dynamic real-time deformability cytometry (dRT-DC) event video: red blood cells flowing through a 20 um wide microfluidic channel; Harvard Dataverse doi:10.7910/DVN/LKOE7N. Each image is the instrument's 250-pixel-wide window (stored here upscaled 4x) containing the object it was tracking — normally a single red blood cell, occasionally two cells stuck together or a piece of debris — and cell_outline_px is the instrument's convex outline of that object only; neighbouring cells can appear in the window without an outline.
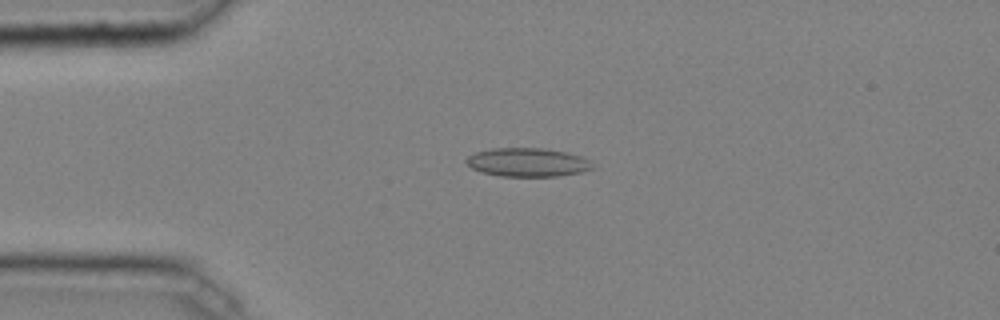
{"species": "common noctule bat (a hibernating species)", "species_latin": "Nyctalus noctula", "temperature_condition": "cold", "stored_images_in_passage": 46, "camera_frame_rate_fps": 3000, "um_per_image_px": 0.085, "animal": {"sex": "male", "body_mass_g": 20.4}, "frame": {"image": 1, "passage_image": 11, "time_ms": 3.333, "image_size_px": [1000, 320], "cell_outline_px": [[596, 168], [580, 172], [556, 176], [500, 176], [484, 172], [472, 168], [464, 160], [468, 156], [476, 152], [492, 148], [544, 148], [564, 152], [580, 156], [588, 160]], "centroid_in_image_um": [44.84, 13.79], "position_along_channel_um": 40.2, "area_um2": 20.87}}
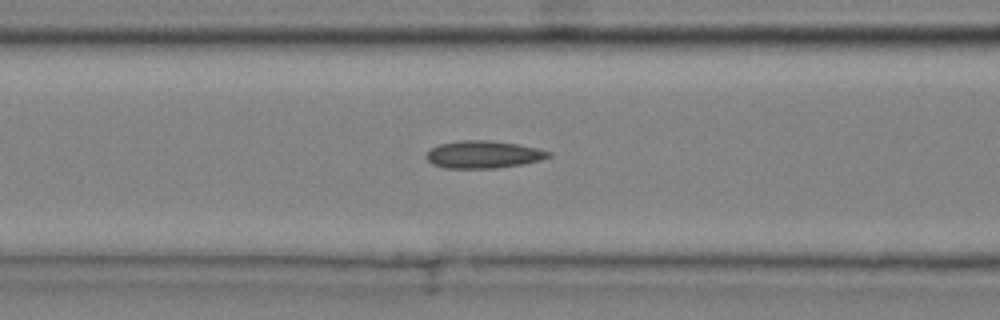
{"frame": {"image": 2, "passage_image": 19, "time_ms": 6.0, "image_size_px": [1000, 320], "cell_outline_px": [[552, 156], [540, 160], [524, 164], [496, 168], [444, 168], [432, 164], [428, 160], [428, 152], [432, 148], [440, 144], [460, 140], [492, 140], [516, 144], [536, 148], [552, 152]], "centroid_in_image_um": [41.12, 13.13], "position_along_channel_um": 125.5, "area_um2": 19.48}}
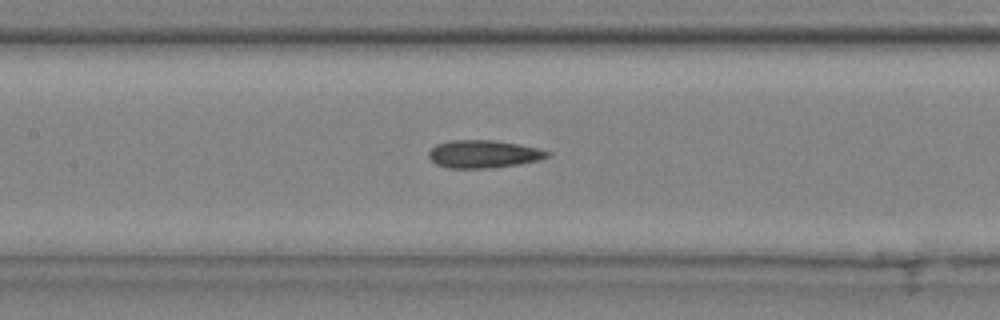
{"frame": {"image": 3, "passage_image": 22, "time_ms": 7.0, "image_size_px": [1000, 320], "cell_outline_px": [[552, 152], [548, 156], [536, 160], [516, 164], [492, 168], [448, 168], [436, 164], [428, 156], [428, 152], [436, 144], [452, 140], [492, 140], [520, 144]], "centroid_in_image_um": [41.06, 13.09], "position_along_channel_um": 166.3, "area_um2": 19.02}, "authors_computed_cell_mechanics": {"area_um2": 18.9295, "velocity_mm_per_s": 4.0817, "shape_relaxation_time_tau1_ms": null, "shape_relaxation_time_tau2_ms": 4.2292, "deformation_change_tau1": null, "deformation_change_tau2": 0.1028}}